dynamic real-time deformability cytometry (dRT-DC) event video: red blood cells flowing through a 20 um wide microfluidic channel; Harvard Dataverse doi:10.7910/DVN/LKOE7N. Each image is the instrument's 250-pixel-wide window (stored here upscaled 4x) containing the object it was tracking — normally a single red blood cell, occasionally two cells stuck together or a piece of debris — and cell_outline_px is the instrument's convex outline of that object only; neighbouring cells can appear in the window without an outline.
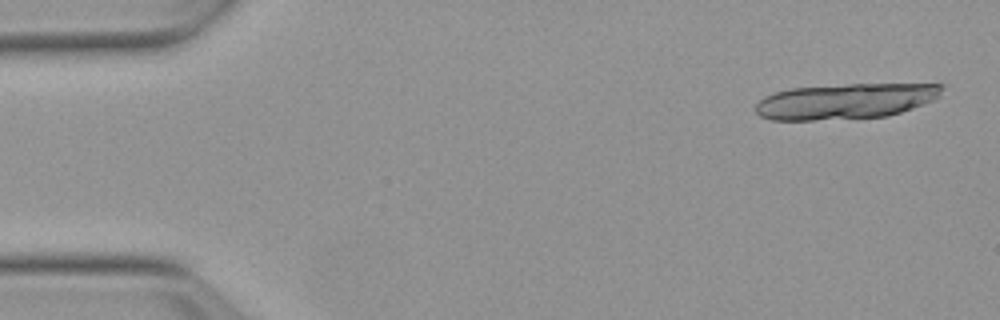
{"species": "Egyptian fruit bat (a non-hibernating species)", "species_latin": "Rousettus aegyptiacus", "temperature_condition": "warm", "stored_images_in_passage": 19, "camera_frame_rate_fps": 3000, "um_per_image_px": 0.085, "animal": {"sex": "female"}, "frame": {"image": 1, "passage_image": 2, "time_ms": 0.333, "image_size_px": [1000, 320], "cell_outline_px": [[948, 84], [940, 96], [924, 104], [888, 116], [812, 120], [772, 120], [760, 116], [756, 112], [756, 104], [764, 96], [776, 92], [792, 88], [848, 84]], "centroid_in_image_um": [71.9, 8.59], "position_along_channel_um": 13.1, "area_um2": 38.55}}